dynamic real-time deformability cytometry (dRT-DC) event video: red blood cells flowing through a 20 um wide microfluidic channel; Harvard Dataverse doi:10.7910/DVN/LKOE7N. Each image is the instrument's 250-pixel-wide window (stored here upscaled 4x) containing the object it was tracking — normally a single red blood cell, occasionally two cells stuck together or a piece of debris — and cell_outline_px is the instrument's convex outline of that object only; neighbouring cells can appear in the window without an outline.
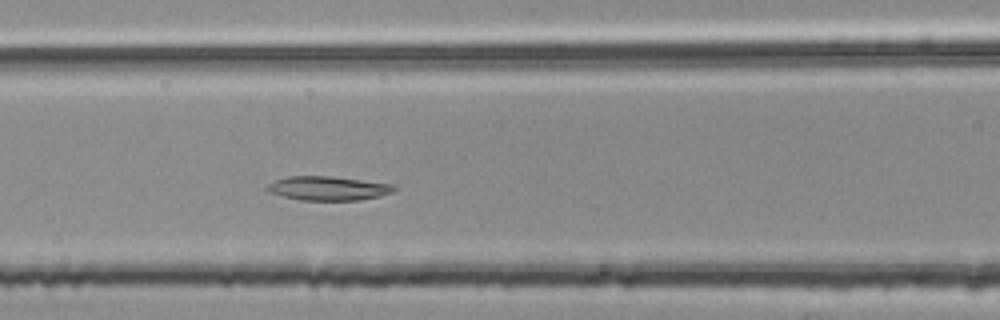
{"species": "common noctule bat (a hibernating species)", "species_latin": "Nyctalus noctula", "temperature_condition": "room temperature", "stored_images_in_passage": 47, "camera_frame_rate_fps": 3000, "um_per_image_px": 0.085, "animal": {"sex": "female", "body_mass_g": 25.1}, "frame": {"image": 1, "passage_image": 18, "time_ms": 5.667, "image_size_px": [1000, 320], "cell_outline_px": [[396, 188], [392, 192], [380, 196], [360, 200], [300, 200], [268, 192], [264, 188], [268, 184], [276, 180], [288, 176], [332, 176], [392, 184]], "centroid_in_image_um": [27.87, 16.0], "position_along_channel_um": 138.7, "area_um2": 17.74}}
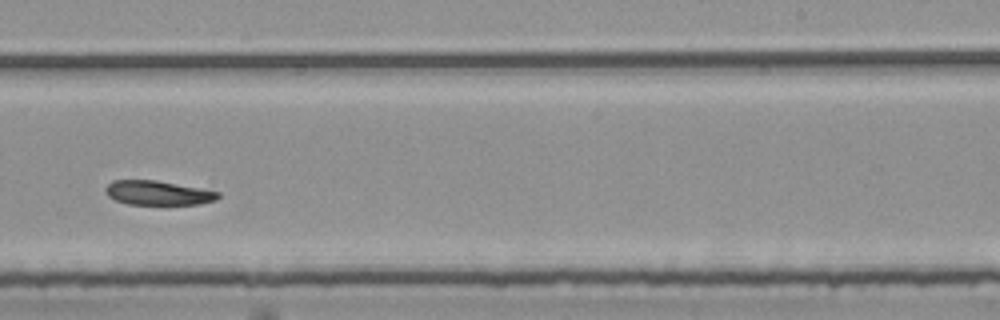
{"frame": {"image": 2, "passage_image": 29, "time_ms": 9.333, "image_size_px": [1000, 320], "cell_outline_px": [[220, 196], [216, 200], [200, 204], [128, 204], [116, 200], [108, 196], [104, 192], [104, 188], [112, 180], [156, 180], [200, 188], [220, 192]], "centroid_in_image_um": [13.41, 16.39], "position_along_channel_um": 275.6, "area_um2": 15.95}}
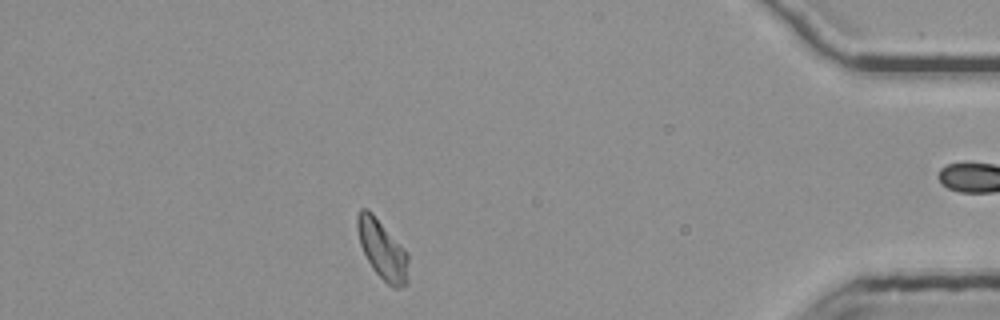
{"frame": {"image": 3, "passage_image": 43, "time_ms": 14.0, "image_size_px": [1000, 320], "cell_outline_px": [[408, 284], [400, 288], [392, 288], [372, 268], [360, 244], [356, 228], [356, 216], [360, 208], [368, 208], [372, 212], [408, 252]], "centroid_in_image_um": [32.5, 21.2], "position_along_channel_um": 402.7, "area_um2": 17.8}}